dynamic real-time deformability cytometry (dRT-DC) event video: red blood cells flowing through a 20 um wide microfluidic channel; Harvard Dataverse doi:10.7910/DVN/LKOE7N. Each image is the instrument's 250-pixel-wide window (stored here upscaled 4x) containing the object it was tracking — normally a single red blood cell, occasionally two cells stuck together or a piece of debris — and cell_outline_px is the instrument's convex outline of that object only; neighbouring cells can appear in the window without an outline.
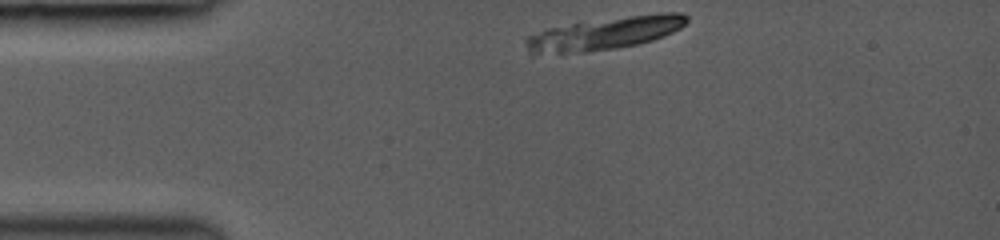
{"species": "common noctule bat (a hibernating species)", "species_latin": "Nyctalus noctula", "temperature_condition": "room temperature", "stored_images_in_passage": 18, "segment_of_instrument_passage": [1, 2], "camera_frame_rate_fps": 3000, "um_per_image_px": 0.085, "animal": {"sex": "female", "body_mass_g": 19.0, "forearm_length_mm": 53.3}, "frame": {"image": 1, "passage_image": 1, "time_ms": 0.0, "image_size_px": [1000, 240], "cell_outline_px": [[688, 20], [680, 28], [664, 36], [640, 44], [616, 48], [584, 52], [532, 56], [528, 52], [524, 44], [524, 40], [528, 36], [548, 28], [572, 24], [628, 16], [664, 12], [680, 12], [688, 16]], "centroid_in_image_um": [51.34, 2.87], "position_along_channel_um": 33.7, "area_um2": 30.63}}